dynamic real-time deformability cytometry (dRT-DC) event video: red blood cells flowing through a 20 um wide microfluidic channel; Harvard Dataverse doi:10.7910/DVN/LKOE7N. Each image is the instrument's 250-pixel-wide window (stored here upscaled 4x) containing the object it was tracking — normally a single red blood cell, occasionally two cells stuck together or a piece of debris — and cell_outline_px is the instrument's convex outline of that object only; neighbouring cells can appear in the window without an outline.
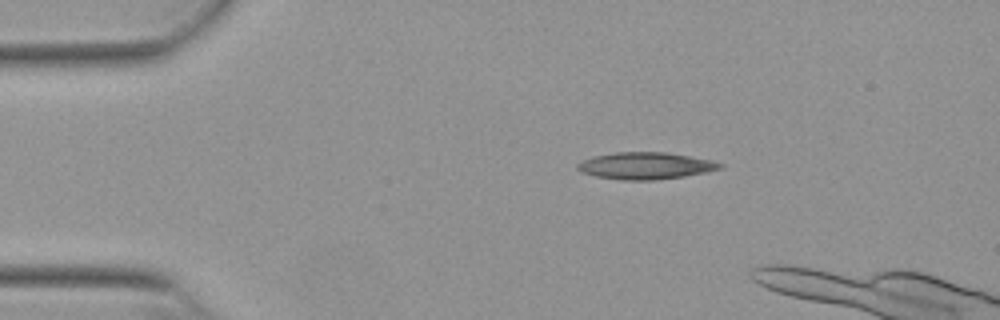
{"species": "Egyptian fruit bat (a non-hibernating species)", "species_latin": "Rousettus aegyptiacus", "temperature_condition": "warm", "stored_images_in_passage": 8, "camera_frame_rate_fps": 3000, "um_per_image_px": 0.085, "animal": {"sex": "female"}, "frame": {"image": 1, "passage_image": 1, "time_ms": 0.0, "image_size_px": [1000, 320], "cell_outline_px": [[724, 164], [720, 168], [708, 172], [684, 176], [652, 180], [620, 180], [596, 176], [580, 172], [576, 168], [576, 164], [592, 156], [616, 152], [664, 152], [712, 160]], "centroid_in_image_um": [54.84, 14.09], "position_along_channel_um": 30.2, "area_um2": 22.31}}